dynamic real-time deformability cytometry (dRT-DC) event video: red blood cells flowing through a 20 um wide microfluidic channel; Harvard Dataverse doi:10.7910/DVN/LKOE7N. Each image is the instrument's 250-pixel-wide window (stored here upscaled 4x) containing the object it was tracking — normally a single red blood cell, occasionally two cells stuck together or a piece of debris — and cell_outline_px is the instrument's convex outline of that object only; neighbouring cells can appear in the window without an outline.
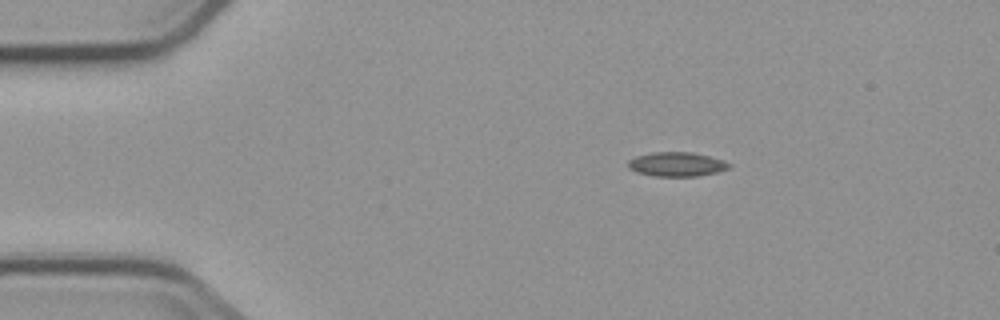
{"species": "common noctule bat (a hibernating species)", "species_latin": "Nyctalus noctula", "temperature_condition": "cold", "stored_images_in_passage": 3, "camera_frame_rate_fps": 3000, "um_per_image_px": 0.085, "animal": {"sex": "male", "body_mass_g": 23.1, "forearm_length_mm": 52.7}, "frame": {"image": 1, "passage_image": 1, "time_ms": 0.0, "image_size_px": [1000, 320], "cell_outline_px": [[732, 164], [728, 168], [716, 172], [696, 176], [656, 176], [636, 172], [628, 168], [628, 160], [636, 156], [652, 152], [692, 152], [724, 160]], "centroid_in_image_um": [57.5, 13.95], "position_along_channel_um": 27.5, "area_um2": 14.22}}
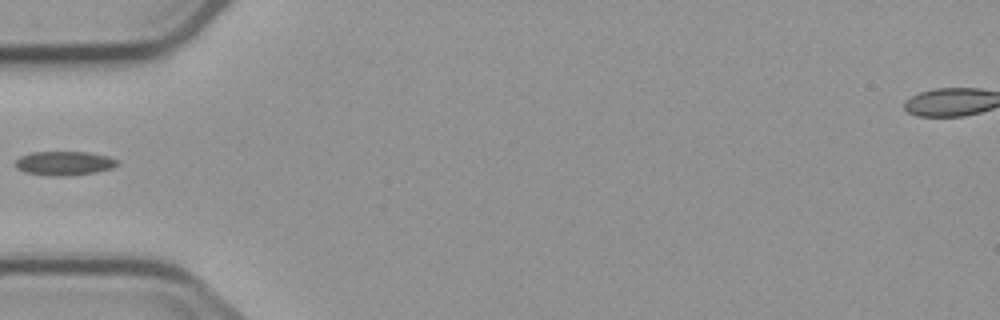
{"frame": {"image": 2, "passage_image": 3, "time_ms": 3.0, "image_size_px": [1000, 320], "cell_outline_px": [[120, 164], [112, 168], [96, 172], [68, 176], [44, 176], [24, 172], [16, 168], [16, 160], [20, 156], [32, 152], [88, 152], [108, 156], [120, 160]], "centroid_in_image_um": [5.48, 13.88], "position_along_channel_um": 79.5, "area_um2": 14.57}}